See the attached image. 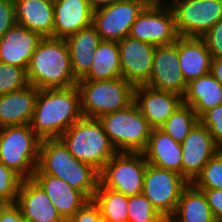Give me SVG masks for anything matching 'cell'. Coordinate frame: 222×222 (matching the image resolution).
I'll return each mask as SVG.
<instances>
[{"instance_id":"obj_1","label":"cell","mask_w":222,"mask_h":222,"mask_svg":"<svg viewBox=\"0 0 222 222\" xmlns=\"http://www.w3.org/2000/svg\"><path fill=\"white\" fill-rule=\"evenodd\" d=\"M82 117L78 86L38 89L31 129L42 140L59 138Z\"/></svg>"},{"instance_id":"obj_2","label":"cell","mask_w":222,"mask_h":222,"mask_svg":"<svg viewBox=\"0 0 222 222\" xmlns=\"http://www.w3.org/2000/svg\"><path fill=\"white\" fill-rule=\"evenodd\" d=\"M33 174L58 177L92 200L100 174L93 166L77 160L60 138L41 140L39 159Z\"/></svg>"},{"instance_id":"obj_3","label":"cell","mask_w":222,"mask_h":222,"mask_svg":"<svg viewBox=\"0 0 222 222\" xmlns=\"http://www.w3.org/2000/svg\"><path fill=\"white\" fill-rule=\"evenodd\" d=\"M29 84L37 89L70 88L77 85L65 39L44 37L27 68Z\"/></svg>"},{"instance_id":"obj_4","label":"cell","mask_w":222,"mask_h":222,"mask_svg":"<svg viewBox=\"0 0 222 222\" xmlns=\"http://www.w3.org/2000/svg\"><path fill=\"white\" fill-rule=\"evenodd\" d=\"M70 153L99 172L117 153L99 119L81 117L60 137Z\"/></svg>"},{"instance_id":"obj_5","label":"cell","mask_w":222,"mask_h":222,"mask_svg":"<svg viewBox=\"0 0 222 222\" xmlns=\"http://www.w3.org/2000/svg\"><path fill=\"white\" fill-rule=\"evenodd\" d=\"M83 117L101 116L127 108L134 102L135 86L123 77L110 80H78Z\"/></svg>"},{"instance_id":"obj_6","label":"cell","mask_w":222,"mask_h":222,"mask_svg":"<svg viewBox=\"0 0 222 222\" xmlns=\"http://www.w3.org/2000/svg\"><path fill=\"white\" fill-rule=\"evenodd\" d=\"M41 139L30 124L0 128V162L23 179L33 177L39 159Z\"/></svg>"},{"instance_id":"obj_7","label":"cell","mask_w":222,"mask_h":222,"mask_svg":"<svg viewBox=\"0 0 222 222\" xmlns=\"http://www.w3.org/2000/svg\"><path fill=\"white\" fill-rule=\"evenodd\" d=\"M117 152H143L152 128L133 102L127 108L99 118Z\"/></svg>"},{"instance_id":"obj_8","label":"cell","mask_w":222,"mask_h":222,"mask_svg":"<svg viewBox=\"0 0 222 222\" xmlns=\"http://www.w3.org/2000/svg\"><path fill=\"white\" fill-rule=\"evenodd\" d=\"M147 164L142 152H117L99 172V182L128 197L142 193Z\"/></svg>"},{"instance_id":"obj_9","label":"cell","mask_w":222,"mask_h":222,"mask_svg":"<svg viewBox=\"0 0 222 222\" xmlns=\"http://www.w3.org/2000/svg\"><path fill=\"white\" fill-rule=\"evenodd\" d=\"M128 36L155 46L174 43L179 35L173 10L166 0H152L138 15Z\"/></svg>"},{"instance_id":"obj_10","label":"cell","mask_w":222,"mask_h":222,"mask_svg":"<svg viewBox=\"0 0 222 222\" xmlns=\"http://www.w3.org/2000/svg\"><path fill=\"white\" fill-rule=\"evenodd\" d=\"M179 36L202 38L222 18V0H166Z\"/></svg>"},{"instance_id":"obj_11","label":"cell","mask_w":222,"mask_h":222,"mask_svg":"<svg viewBox=\"0 0 222 222\" xmlns=\"http://www.w3.org/2000/svg\"><path fill=\"white\" fill-rule=\"evenodd\" d=\"M188 181L179 173L147 164L143 194L162 216H172Z\"/></svg>"},{"instance_id":"obj_12","label":"cell","mask_w":222,"mask_h":222,"mask_svg":"<svg viewBox=\"0 0 222 222\" xmlns=\"http://www.w3.org/2000/svg\"><path fill=\"white\" fill-rule=\"evenodd\" d=\"M152 0H124L92 13V25L102 40L121 41L134 21Z\"/></svg>"},{"instance_id":"obj_13","label":"cell","mask_w":222,"mask_h":222,"mask_svg":"<svg viewBox=\"0 0 222 222\" xmlns=\"http://www.w3.org/2000/svg\"><path fill=\"white\" fill-rule=\"evenodd\" d=\"M182 176L192 183L221 148L214 142L210 131L198 122L181 143Z\"/></svg>"},{"instance_id":"obj_14","label":"cell","mask_w":222,"mask_h":222,"mask_svg":"<svg viewBox=\"0 0 222 222\" xmlns=\"http://www.w3.org/2000/svg\"><path fill=\"white\" fill-rule=\"evenodd\" d=\"M146 85L183 96L187 83L183 78L179 65L177 40L168 45L156 46L152 73Z\"/></svg>"},{"instance_id":"obj_15","label":"cell","mask_w":222,"mask_h":222,"mask_svg":"<svg viewBox=\"0 0 222 222\" xmlns=\"http://www.w3.org/2000/svg\"><path fill=\"white\" fill-rule=\"evenodd\" d=\"M122 77L134 86L146 84L152 73L156 46L132 37L118 41Z\"/></svg>"},{"instance_id":"obj_16","label":"cell","mask_w":222,"mask_h":222,"mask_svg":"<svg viewBox=\"0 0 222 222\" xmlns=\"http://www.w3.org/2000/svg\"><path fill=\"white\" fill-rule=\"evenodd\" d=\"M134 103L152 129L161 128L182 103V96L142 84L135 86Z\"/></svg>"},{"instance_id":"obj_17","label":"cell","mask_w":222,"mask_h":222,"mask_svg":"<svg viewBox=\"0 0 222 222\" xmlns=\"http://www.w3.org/2000/svg\"><path fill=\"white\" fill-rule=\"evenodd\" d=\"M16 204L26 222H65L44 189L33 179H23Z\"/></svg>"},{"instance_id":"obj_18","label":"cell","mask_w":222,"mask_h":222,"mask_svg":"<svg viewBox=\"0 0 222 222\" xmlns=\"http://www.w3.org/2000/svg\"><path fill=\"white\" fill-rule=\"evenodd\" d=\"M44 37L15 23L0 38V62L27 70L35 48Z\"/></svg>"},{"instance_id":"obj_19","label":"cell","mask_w":222,"mask_h":222,"mask_svg":"<svg viewBox=\"0 0 222 222\" xmlns=\"http://www.w3.org/2000/svg\"><path fill=\"white\" fill-rule=\"evenodd\" d=\"M87 0H54L53 38L66 39L92 24Z\"/></svg>"},{"instance_id":"obj_20","label":"cell","mask_w":222,"mask_h":222,"mask_svg":"<svg viewBox=\"0 0 222 222\" xmlns=\"http://www.w3.org/2000/svg\"><path fill=\"white\" fill-rule=\"evenodd\" d=\"M38 89L29 84L0 96V128L30 124Z\"/></svg>"},{"instance_id":"obj_21","label":"cell","mask_w":222,"mask_h":222,"mask_svg":"<svg viewBox=\"0 0 222 222\" xmlns=\"http://www.w3.org/2000/svg\"><path fill=\"white\" fill-rule=\"evenodd\" d=\"M46 192L51 202L66 220L73 216L90 199L78 189L62 179L46 174H33L32 177Z\"/></svg>"},{"instance_id":"obj_22","label":"cell","mask_w":222,"mask_h":222,"mask_svg":"<svg viewBox=\"0 0 222 222\" xmlns=\"http://www.w3.org/2000/svg\"><path fill=\"white\" fill-rule=\"evenodd\" d=\"M177 47L179 65L186 83L210 73L212 56L202 38L179 36Z\"/></svg>"},{"instance_id":"obj_23","label":"cell","mask_w":222,"mask_h":222,"mask_svg":"<svg viewBox=\"0 0 222 222\" xmlns=\"http://www.w3.org/2000/svg\"><path fill=\"white\" fill-rule=\"evenodd\" d=\"M148 164L182 175L181 143L173 140L160 128H153L146 149L142 152Z\"/></svg>"},{"instance_id":"obj_24","label":"cell","mask_w":222,"mask_h":222,"mask_svg":"<svg viewBox=\"0 0 222 222\" xmlns=\"http://www.w3.org/2000/svg\"><path fill=\"white\" fill-rule=\"evenodd\" d=\"M16 23L43 37H53L54 0H14Z\"/></svg>"},{"instance_id":"obj_25","label":"cell","mask_w":222,"mask_h":222,"mask_svg":"<svg viewBox=\"0 0 222 222\" xmlns=\"http://www.w3.org/2000/svg\"><path fill=\"white\" fill-rule=\"evenodd\" d=\"M74 77L81 79L93 63V54L102 41L95 27L90 26L79 30L66 39Z\"/></svg>"},{"instance_id":"obj_26","label":"cell","mask_w":222,"mask_h":222,"mask_svg":"<svg viewBox=\"0 0 222 222\" xmlns=\"http://www.w3.org/2000/svg\"><path fill=\"white\" fill-rule=\"evenodd\" d=\"M182 103L191 106L198 118L207 110L222 104V85L208 73L187 83Z\"/></svg>"},{"instance_id":"obj_27","label":"cell","mask_w":222,"mask_h":222,"mask_svg":"<svg viewBox=\"0 0 222 222\" xmlns=\"http://www.w3.org/2000/svg\"><path fill=\"white\" fill-rule=\"evenodd\" d=\"M172 216L175 222H217L204 192L192 183L183 189Z\"/></svg>"},{"instance_id":"obj_28","label":"cell","mask_w":222,"mask_h":222,"mask_svg":"<svg viewBox=\"0 0 222 222\" xmlns=\"http://www.w3.org/2000/svg\"><path fill=\"white\" fill-rule=\"evenodd\" d=\"M121 77L118 42L102 40L93 54L89 71L79 80H110Z\"/></svg>"},{"instance_id":"obj_29","label":"cell","mask_w":222,"mask_h":222,"mask_svg":"<svg viewBox=\"0 0 222 222\" xmlns=\"http://www.w3.org/2000/svg\"><path fill=\"white\" fill-rule=\"evenodd\" d=\"M104 222H127L128 196L104 187L100 182L92 198Z\"/></svg>"},{"instance_id":"obj_30","label":"cell","mask_w":222,"mask_h":222,"mask_svg":"<svg viewBox=\"0 0 222 222\" xmlns=\"http://www.w3.org/2000/svg\"><path fill=\"white\" fill-rule=\"evenodd\" d=\"M198 122L194 109L181 103L160 129L176 142L182 143Z\"/></svg>"},{"instance_id":"obj_31","label":"cell","mask_w":222,"mask_h":222,"mask_svg":"<svg viewBox=\"0 0 222 222\" xmlns=\"http://www.w3.org/2000/svg\"><path fill=\"white\" fill-rule=\"evenodd\" d=\"M192 184L200 190H222V149L210 158Z\"/></svg>"},{"instance_id":"obj_32","label":"cell","mask_w":222,"mask_h":222,"mask_svg":"<svg viewBox=\"0 0 222 222\" xmlns=\"http://www.w3.org/2000/svg\"><path fill=\"white\" fill-rule=\"evenodd\" d=\"M127 211V222H155L162 216L143 193L128 197Z\"/></svg>"},{"instance_id":"obj_33","label":"cell","mask_w":222,"mask_h":222,"mask_svg":"<svg viewBox=\"0 0 222 222\" xmlns=\"http://www.w3.org/2000/svg\"><path fill=\"white\" fill-rule=\"evenodd\" d=\"M29 85L24 68L0 62V96Z\"/></svg>"},{"instance_id":"obj_34","label":"cell","mask_w":222,"mask_h":222,"mask_svg":"<svg viewBox=\"0 0 222 222\" xmlns=\"http://www.w3.org/2000/svg\"><path fill=\"white\" fill-rule=\"evenodd\" d=\"M23 178L0 162V204L16 203Z\"/></svg>"},{"instance_id":"obj_35","label":"cell","mask_w":222,"mask_h":222,"mask_svg":"<svg viewBox=\"0 0 222 222\" xmlns=\"http://www.w3.org/2000/svg\"><path fill=\"white\" fill-rule=\"evenodd\" d=\"M198 120L210 131L214 142L222 149V104L207 110Z\"/></svg>"},{"instance_id":"obj_36","label":"cell","mask_w":222,"mask_h":222,"mask_svg":"<svg viewBox=\"0 0 222 222\" xmlns=\"http://www.w3.org/2000/svg\"><path fill=\"white\" fill-rule=\"evenodd\" d=\"M202 39L205 41L212 58L222 59V18L216 22Z\"/></svg>"},{"instance_id":"obj_37","label":"cell","mask_w":222,"mask_h":222,"mask_svg":"<svg viewBox=\"0 0 222 222\" xmlns=\"http://www.w3.org/2000/svg\"><path fill=\"white\" fill-rule=\"evenodd\" d=\"M65 222H104L99 207L89 200L73 216L66 219Z\"/></svg>"},{"instance_id":"obj_38","label":"cell","mask_w":222,"mask_h":222,"mask_svg":"<svg viewBox=\"0 0 222 222\" xmlns=\"http://www.w3.org/2000/svg\"><path fill=\"white\" fill-rule=\"evenodd\" d=\"M16 23L14 0H0V38Z\"/></svg>"},{"instance_id":"obj_39","label":"cell","mask_w":222,"mask_h":222,"mask_svg":"<svg viewBox=\"0 0 222 222\" xmlns=\"http://www.w3.org/2000/svg\"><path fill=\"white\" fill-rule=\"evenodd\" d=\"M206 196L207 203L217 222H222V190H202Z\"/></svg>"},{"instance_id":"obj_40","label":"cell","mask_w":222,"mask_h":222,"mask_svg":"<svg viewBox=\"0 0 222 222\" xmlns=\"http://www.w3.org/2000/svg\"><path fill=\"white\" fill-rule=\"evenodd\" d=\"M0 222H26L16 203L0 204Z\"/></svg>"},{"instance_id":"obj_41","label":"cell","mask_w":222,"mask_h":222,"mask_svg":"<svg viewBox=\"0 0 222 222\" xmlns=\"http://www.w3.org/2000/svg\"><path fill=\"white\" fill-rule=\"evenodd\" d=\"M210 73L222 85V59L212 58Z\"/></svg>"},{"instance_id":"obj_42","label":"cell","mask_w":222,"mask_h":222,"mask_svg":"<svg viewBox=\"0 0 222 222\" xmlns=\"http://www.w3.org/2000/svg\"><path fill=\"white\" fill-rule=\"evenodd\" d=\"M92 11L124 1V0H87Z\"/></svg>"},{"instance_id":"obj_43","label":"cell","mask_w":222,"mask_h":222,"mask_svg":"<svg viewBox=\"0 0 222 222\" xmlns=\"http://www.w3.org/2000/svg\"><path fill=\"white\" fill-rule=\"evenodd\" d=\"M155 222H175L173 216H160Z\"/></svg>"}]
</instances>
